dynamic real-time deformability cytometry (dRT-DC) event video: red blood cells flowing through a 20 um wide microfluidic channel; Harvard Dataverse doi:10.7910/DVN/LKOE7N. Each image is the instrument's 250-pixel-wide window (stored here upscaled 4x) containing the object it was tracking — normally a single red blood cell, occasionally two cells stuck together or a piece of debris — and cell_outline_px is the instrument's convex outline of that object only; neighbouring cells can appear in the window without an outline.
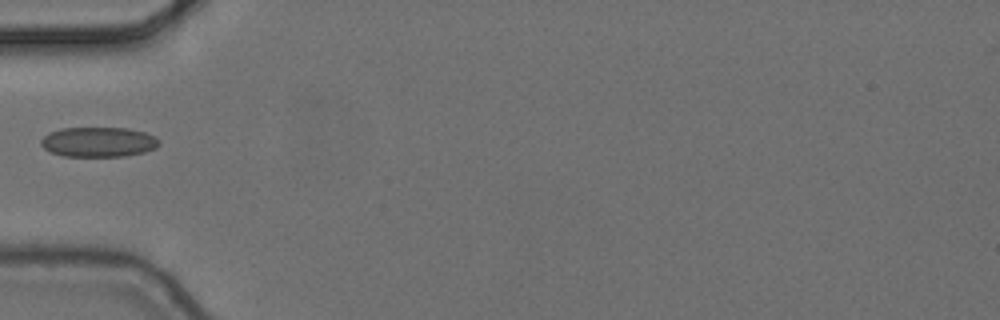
{"species": "common noctule bat (a hibernating species)", "species_latin": "Nyctalus noctula", "temperature_condition": "cold", "stored_images_in_passage": 2, "camera_frame_rate_fps": 3000, "um_per_image_px": 0.085, "animal": {"sex": "female", "body_mass_g": 24.6, "forearm_length_mm": 56.2}, "frame": {"image": 1, "passage_image": 1, "time_ms": 0.0, "image_size_px": [1000, 320], "cell_outline_px": [[160, 144], [156, 148], [144, 152], [124, 156], [64, 156], [52, 152], [44, 148], [40, 144], [40, 140], [48, 132], [60, 128], [128, 128], [144, 132], [156, 136], [160, 140]], "centroid_in_image_um": [8.38, 12.06], "position_along_channel_um": 76.6, "area_um2": 20.69}}
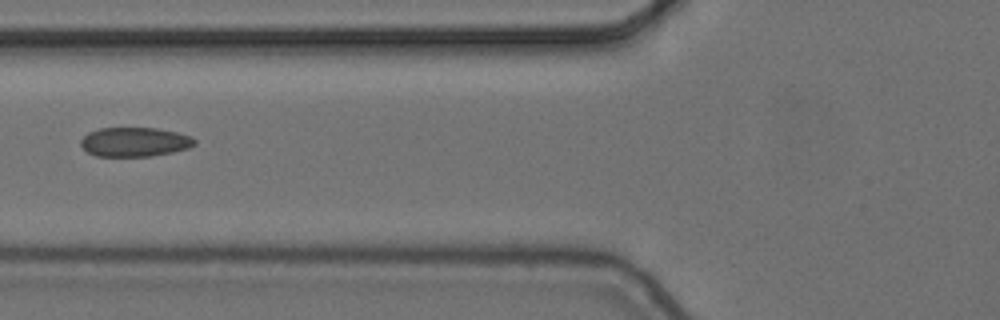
{"frame": {"image": 2, "passage_image": 2, "time_ms": 0.333, "image_size_px": [1000, 320], "cell_outline_px": [[196, 144], [188, 148], [172, 152], [152, 156], [96, 156], [88, 152], [80, 144], [80, 140], [88, 132], [100, 128], [156, 128], [176, 132], [192, 136], [196, 140]], "centroid_in_image_um": [11.46, 12.06], "position_along_channel_um": 114.3, "area_um2": 19.42}}